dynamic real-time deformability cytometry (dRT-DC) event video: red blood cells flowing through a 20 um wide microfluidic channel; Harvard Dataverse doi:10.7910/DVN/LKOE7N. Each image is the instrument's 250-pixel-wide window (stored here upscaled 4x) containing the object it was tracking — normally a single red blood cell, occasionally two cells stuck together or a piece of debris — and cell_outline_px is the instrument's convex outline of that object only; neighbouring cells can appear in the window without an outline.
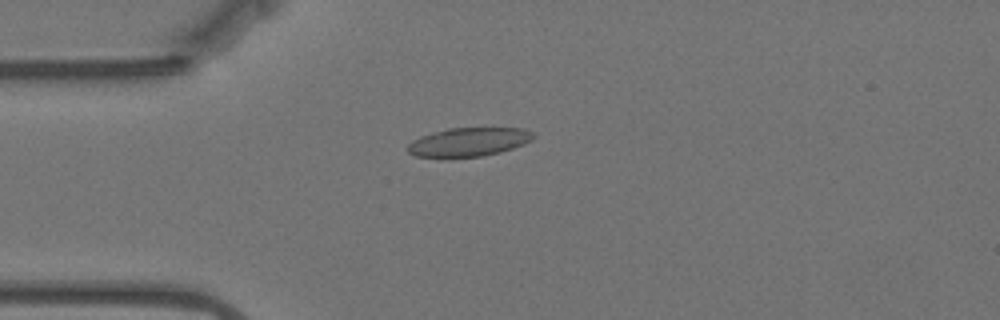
{"species": "Egyptian fruit bat (a non-hibernating species)", "species_latin": "Rousettus aegyptiacus", "temperature_condition": "warm", "stored_images_in_passage": 45, "camera_frame_rate_fps": 3000, "um_per_image_px": 0.085, "animal": {"sex": "female"}, "frame": {"image": 1, "passage_image": 2, "time_ms": 0.333, "image_size_px": [1000, 320], "cell_outline_px": [[536, 136], [532, 140], [524, 144], [500, 152], [480, 156], [416, 156], [408, 152], [408, 144], [412, 140], [420, 136], [432, 132], [448, 128], [524, 128], [532, 132]], "centroid_in_image_um": [39.86, 12.04], "position_along_channel_um": 45.1, "area_um2": 20.75}}
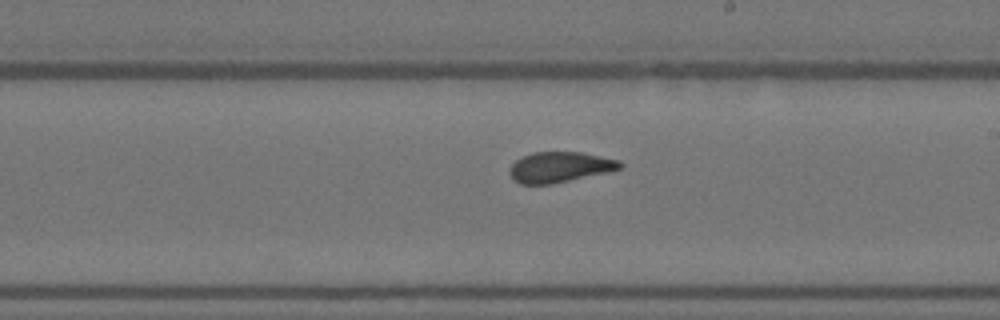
{"frame": {"image": 2, "passage_image": 20, "time_ms": 6.333, "image_size_px": [1000, 320], "cell_outline_px": [[624, 164], [620, 168], [608, 172], [552, 184], [520, 184], [512, 180], [508, 172], [508, 168], [516, 160], [532, 152], [584, 152], [620, 160]], "centroid_in_image_um": [47.57, 14.2], "position_along_channel_um": 241.4, "area_um2": 19.83}}
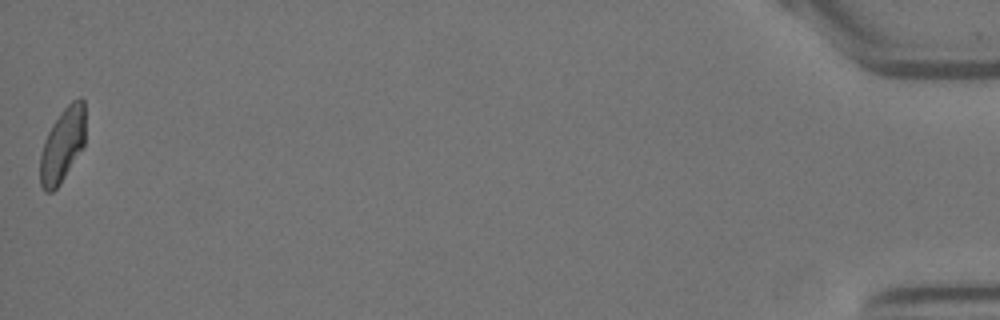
{"frame": {"image": 3, "passage_image": 45, "time_ms": 14.667, "image_size_px": [1000, 320], "cell_outline_px": [[84, 144], [60, 184], [52, 192], [44, 192], [40, 184], [40, 156], [44, 140], [52, 124], [60, 112], [72, 100], [80, 96], [84, 100]], "centroid_in_image_um": [5.29, 12.31], "position_along_channel_um": 429.9, "area_um2": 19.42}, "authors_computed_cell_mechanics": {"area_um2": 19.941, "velocity_mm_per_s": 3.4889, "shape_relaxation_time_tau1_ms": 7.6118, "shape_relaxation_time_tau2_ms": 1.275, "deformation_change_tau1": 0.1602, "deformation_change_tau2": 0.0692}}